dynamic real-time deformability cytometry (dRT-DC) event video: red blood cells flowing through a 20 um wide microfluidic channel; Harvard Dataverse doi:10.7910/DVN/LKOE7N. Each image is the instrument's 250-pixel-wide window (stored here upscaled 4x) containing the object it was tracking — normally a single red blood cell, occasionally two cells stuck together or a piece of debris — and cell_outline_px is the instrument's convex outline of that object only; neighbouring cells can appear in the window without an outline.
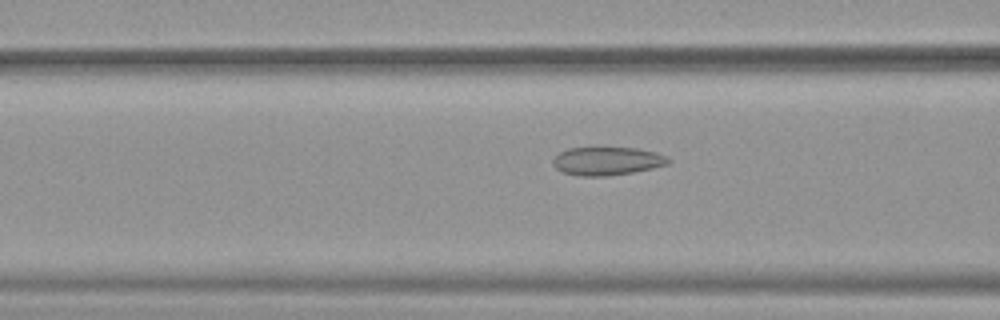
{"species": "common noctule bat (a hibernating species)", "species_latin": "Nyctalus noctula", "temperature_condition": "warm", "stored_images_in_passage": 52, "camera_frame_rate_fps": 3000, "um_per_image_px": 0.085, "animal": {"sex": "female", "body_mass_g": 19.9}, "frame": {"image": 1, "passage_image": 21, "time_ms": 6.667, "image_size_px": [1000, 320], "cell_outline_px": [[672, 160], [668, 164], [652, 168], [632, 172], [604, 176], [580, 176], [564, 172], [556, 168], [552, 164], [552, 160], [560, 152], [568, 148], [596, 144], [636, 148], [656, 152], [668, 156]], "centroid_in_image_um": [51.59, 13.62], "position_along_channel_um": 115.0, "area_um2": 19.88}}
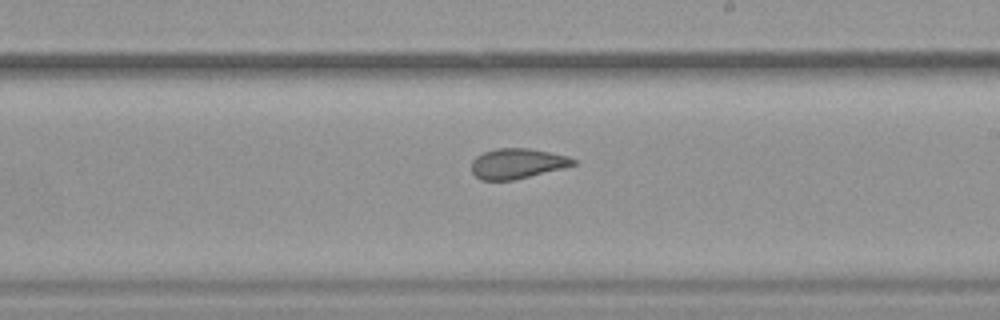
{"frame": {"image": 2, "passage_image": 31, "time_ms": 10.0, "image_size_px": [1000, 320], "cell_outline_px": [[576, 164], [516, 180], [480, 180], [472, 172], [472, 160], [476, 156], [484, 152], [496, 148], [528, 148], [568, 156], [576, 160]], "centroid_in_image_um": [43.93, 13.9], "position_along_channel_um": 245.1, "area_um2": 17.8}}
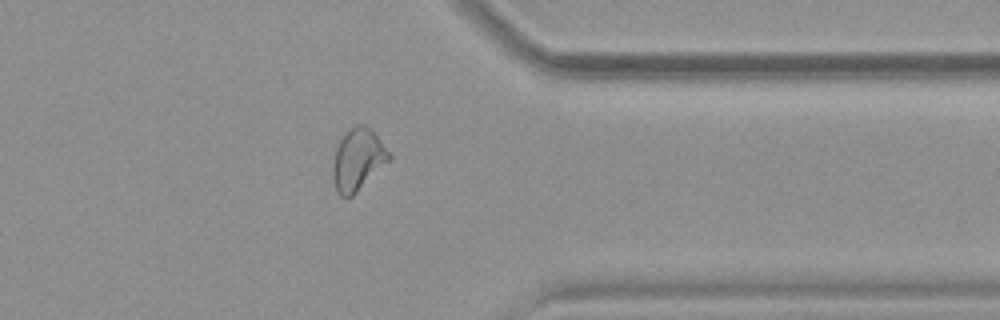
{"frame": {"image": 3, "passage_image": 42, "time_ms": 13.667, "image_size_px": [1000, 320], "cell_outline_px": [[392, 160], [352, 196], [340, 196], [336, 192], [332, 176], [332, 164], [336, 148], [344, 132], [356, 124], [364, 124], [376, 136], [392, 156]], "centroid_in_image_um": [30.4, 13.58], "position_along_channel_um": 381.0, "area_um2": 20.35}, "authors_computed_cell_mechanics": {"area_um2": 20.8369, "velocity_mm_per_s": 3.91, "shape_relaxation_time_tau1_ms": null, "shape_relaxation_time_tau2_ms": 1.1114, "deformation_change_tau1": null, "deformation_change_tau2": 0.0829}}